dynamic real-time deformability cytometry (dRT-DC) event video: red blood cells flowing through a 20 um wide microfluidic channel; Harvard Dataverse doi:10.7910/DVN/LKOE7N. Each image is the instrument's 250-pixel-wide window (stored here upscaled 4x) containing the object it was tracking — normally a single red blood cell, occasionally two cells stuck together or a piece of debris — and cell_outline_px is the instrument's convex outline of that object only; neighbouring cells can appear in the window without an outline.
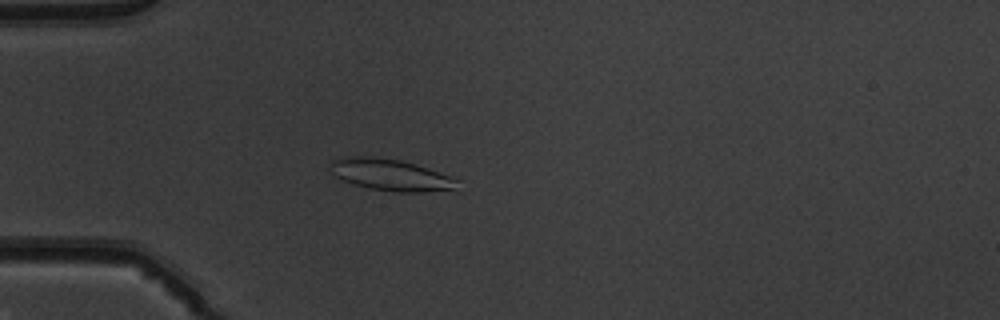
{"species": "common noctule bat (a hibernating species)", "species_latin": "Nyctalus noctula", "temperature_condition": "warm", "stored_images_in_passage": 51, "camera_frame_rate_fps": 3000, "um_per_image_px": 0.085, "animal": {"sex": "male", "body_mass_g": 19.5, "forearm_length_mm": 54.6}, "frame": {"image": 1, "passage_image": 15, "time_ms": 4.667, "image_size_px": [1000, 320], "cell_outline_px": [[456, 180], [452, 188], [424, 192], [396, 192], [368, 188], [352, 184], [336, 176], [332, 172], [332, 160], [344, 156], [372, 156], [400, 160], [416, 164], [428, 168], [448, 176]], "centroid_in_image_um": [33.11, 14.84], "position_along_channel_um": 51.9, "area_um2": 22.89}}
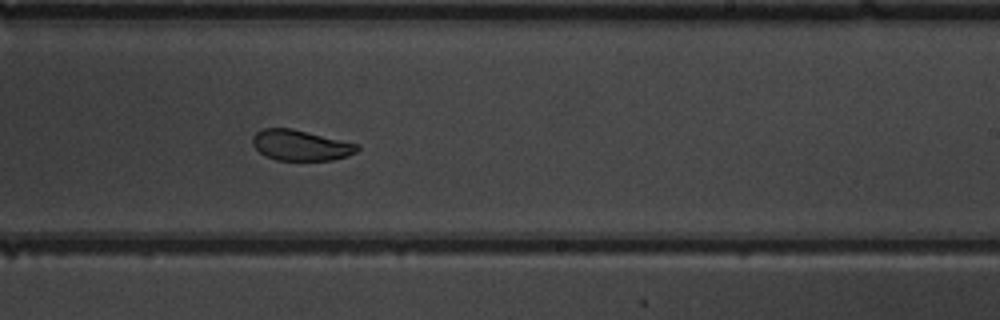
{"frame": {"image": 2, "passage_image": 32, "time_ms": 10.333, "image_size_px": [1000, 320], "cell_outline_px": [[360, 148], [356, 152], [348, 156], [332, 160], [276, 160], [264, 156], [252, 144], [252, 136], [256, 132], [264, 128], [292, 128], [360, 144]], "centroid_in_image_um": [25.56, 12.34], "position_along_channel_um": 263.4, "area_um2": 18.84}}
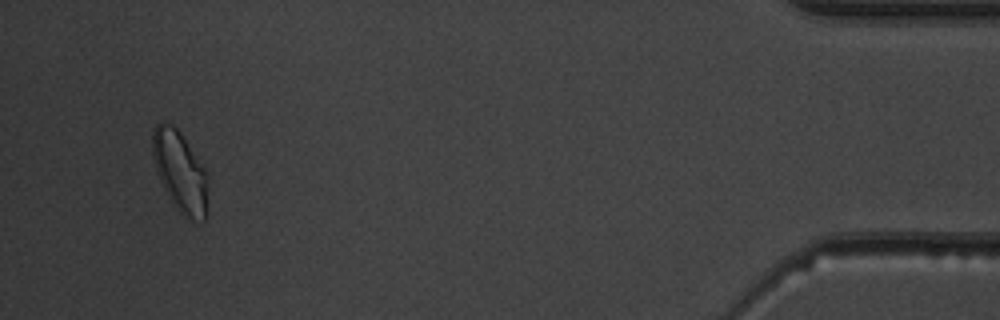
{"frame": {"image": 3, "passage_image": 49, "time_ms": 16.0, "image_size_px": [1000, 320], "cell_outline_px": [[208, 216], [204, 220], [192, 220], [180, 212], [172, 204], [160, 180], [156, 168], [152, 152], [152, 128], [160, 120], [164, 120], [172, 124], [176, 128], [208, 172]], "centroid_in_image_um": [15.33, 14.59], "position_along_channel_um": 419.9, "area_um2": 26.41}, "authors_computed_cell_mechanics": {"area_um2": 21.5016, "velocity_mm_per_s": 3.9834, "shape_relaxation_time_tau1_ms": 3.6522, "shape_relaxation_time_tau2_ms": 1.334, "deformation_change_tau1": 0.1179, "deformation_change_tau2": 0.0492}}